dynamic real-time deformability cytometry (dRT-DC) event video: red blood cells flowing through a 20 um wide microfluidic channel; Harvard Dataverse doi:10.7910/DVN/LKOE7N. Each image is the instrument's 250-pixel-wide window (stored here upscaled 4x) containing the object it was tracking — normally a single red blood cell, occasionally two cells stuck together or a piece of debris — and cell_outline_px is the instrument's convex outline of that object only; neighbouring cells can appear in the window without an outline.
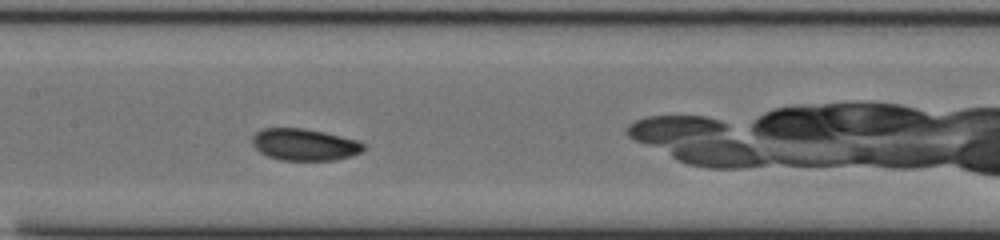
{"species": "common noctule bat (a hibernating species)", "species_latin": "Nyctalus noctula", "temperature_condition": "cold", "stored_images_in_passage": 41, "camera_frame_rate_fps": 3000, "um_per_image_px": 0.085, "animal": {"sex": "male", "body_mass_g": 20.0, "forearm_length_mm": 53.3}, "frame": {"image": 1, "passage_image": 12, "time_ms": 3.667, "image_size_px": [1000, 240], "cell_outline_px": [[368, 148], [352, 156], [336, 160], [280, 160], [268, 156], [260, 152], [252, 144], [252, 136], [256, 132], [264, 128], [304, 128], [324, 132], [360, 140]], "centroid_in_image_um": [25.92, 12.29], "position_along_channel_um": 181.5, "area_um2": 20.87}}
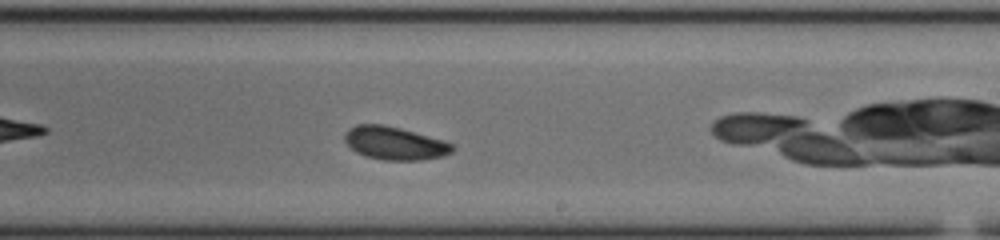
{"frame": {"image": 2, "passage_image": 18, "time_ms": 5.667, "image_size_px": [1000, 240], "cell_outline_px": [[456, 148], [452, 152], [444, 156], [420, 160], [384, 160], [364, 156], [356, 152], [344, 140], [344, 136], [348, 128], [356, 124], [384, 124], [400, 128], [444, 140], [452, 144]], "centroid_in_image_um": [33.55, 12.17], "position_along_channel_um": 255.4, "area_um2": 20.87}, "authors_computed_cell_mechanics": {"area_um2": 20.3456, "velocity_mm_per_s": 3.7171, "shape_relaxation_time_tau1_ms": 3.2215, "shape_relaxation_time_tau2_ms": null, "deformation_change_tau1": 0.1018, "deformation_change_tau2": null}}